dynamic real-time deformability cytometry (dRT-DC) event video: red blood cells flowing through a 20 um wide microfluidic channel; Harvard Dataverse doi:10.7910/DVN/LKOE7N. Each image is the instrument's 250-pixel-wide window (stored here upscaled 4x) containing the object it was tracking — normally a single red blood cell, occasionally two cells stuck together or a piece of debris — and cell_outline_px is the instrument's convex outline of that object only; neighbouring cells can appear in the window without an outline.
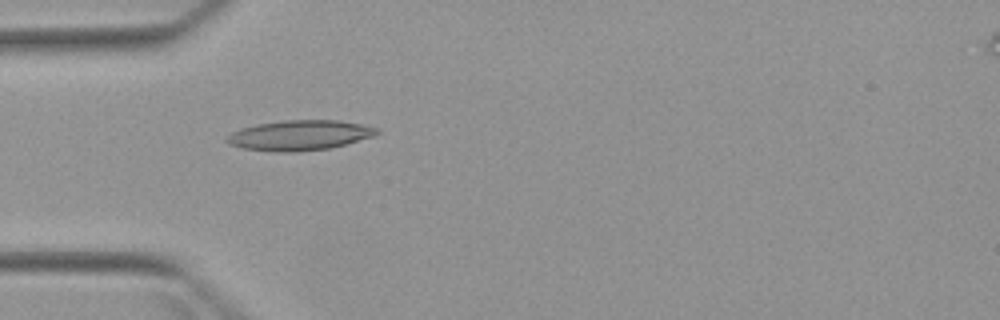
{"species": "Egyptian fruit bat (a non-hibernating species)", "species_latin": "Rousettus aegyptiacus", "temperature_condition": "warm", "stored_images_in_passage": 5, "camera_frame_rate_fps": 3000, "um_per_image_px": 0.085, "animal": {"sex": "female"}, "frame": {"image": 1, "passage_image": 3, "time_ms": 3.333, "image_size_px": [1000, 320], "cell_outline_px": [[380, 132], [372, 136], [332, 148], [296, 152], [276, 152], [244, 148], [228, 144], [224, 140], [232, 132], [240, 128], [256, 124], [284, 120], [340, 120], [380, 128]], "centroid_in_image_um": [25.45, 11.5], "position_along_channel_um": 59.5, "area_um2": 26.41}}
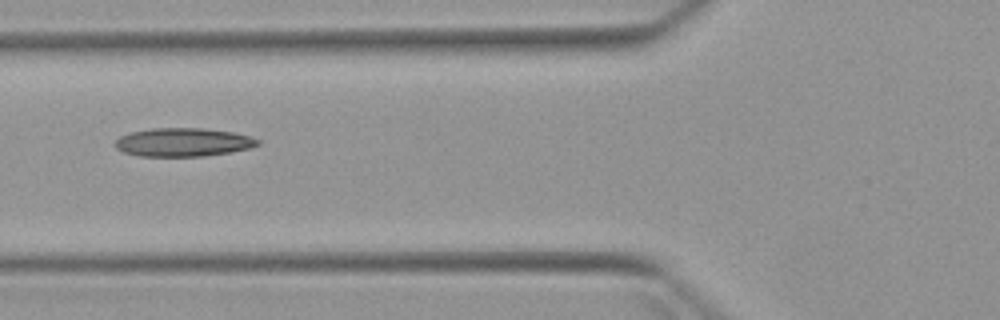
{"frame": {"image": 2, "passage_image": 4, "time_ms": 4.667, "image_size_px": [1000, 320], "cell_outline_px": [[260, 144], [248, 148], [228, 152], [204, 156], [140, 156], [124, 152], [116, 148], [112, 144], [120, 136], [132, 132], [152, 128], [204, 128], [236, 132], [252, 136], [260, 140]], "centroid_in_image_um": [15.57, 12.08], "position_along_channel_um": 110.2, "area_um2": 23.76}}
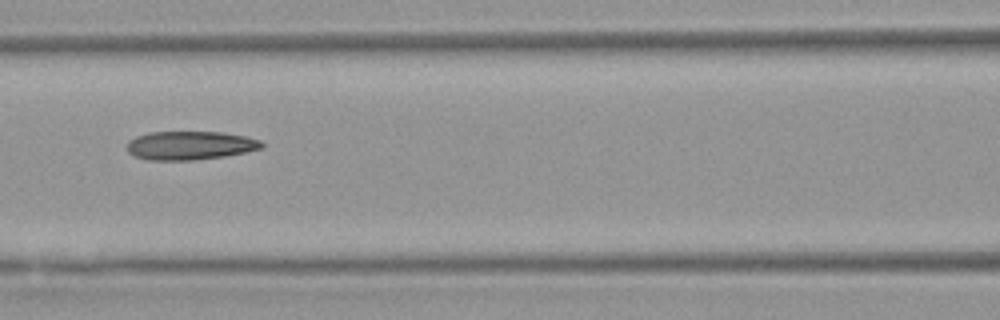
{"frame": {"image": 3, "passage_image": 5, "time_ms": 5.667, "image_size_px": [1000, 320], "cell_outline_px": [[264, 148], [224, 156], [192, 160], [148, 160], [132, 156], [128, 152], [128, 140], [136, 136], [148, 132], [224, 132], [244, 136], [260, 140], [264, 144]], "centroid_in_image_um": [16.13, 12.36], "position_along_channel_um": 150.5, "area_um2": 22.54}}